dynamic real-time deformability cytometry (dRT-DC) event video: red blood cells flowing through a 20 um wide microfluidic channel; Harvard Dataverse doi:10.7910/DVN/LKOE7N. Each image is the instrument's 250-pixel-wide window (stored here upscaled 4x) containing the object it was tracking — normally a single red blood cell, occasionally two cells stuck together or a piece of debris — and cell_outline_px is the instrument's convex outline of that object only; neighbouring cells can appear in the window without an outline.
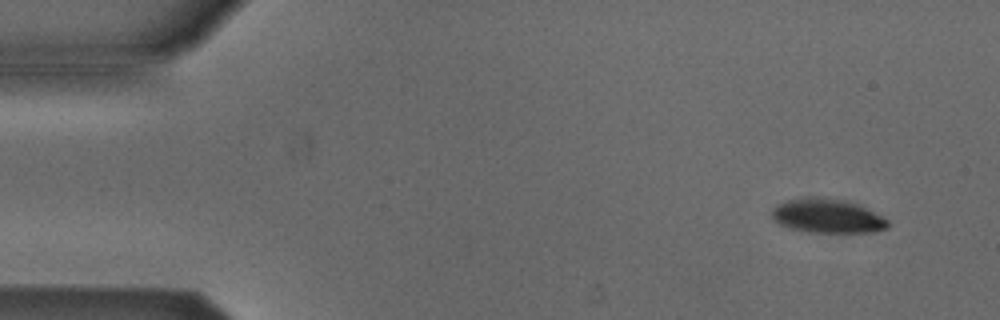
{"species": "Egyptian fruit bat (a non-hibernating species)", "species_latin": "Rousettus aegyptiacus", "temperature_condition": "cold", "stored_images_in_passage": 4, "camera_frame_rate_fps": 3000, "um_per_image_px": 0.085, "animal": {"sex": "male"}, "frame": {"image": 1, "passage_image": 1, "time_ms": 0.0, "image_size_px": [1000, 320], "cell_outline_px": [[888, 228], [872, 232], [808, 232], [792, 228], [780, 224], [772, 216], [772, 208], [776, 204], [788, 200], [816, 196], [824, 196], [844, 200], [856, 204], [888, 220]], "centroid_in_image_um": [70.3, 18.35], "position_along_channel_um": 14.7, "area_um2": 22.77}}
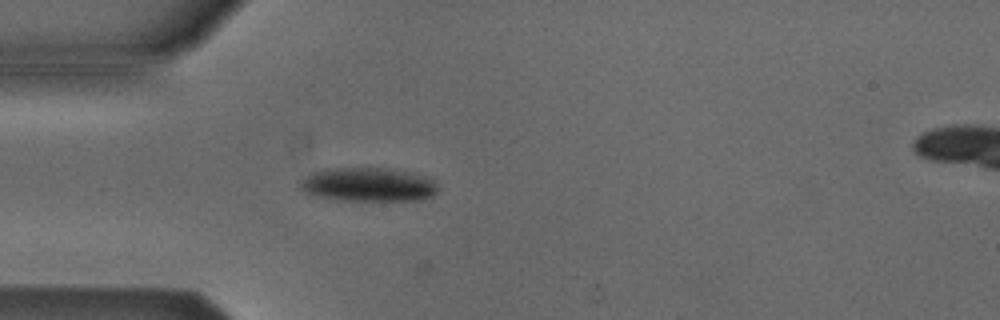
{"frame": {"image": 2, "passage_image": 4, "time_ms": 3.667, "image_size_px": [1000, 320], "cell_outline_px": [[436, 192], [432, 196], [424, 200], [336, 200], [316, 196], [304, 192], [300, 188], [300, 180], [312, 172], [324, 168], [388, 168], [412, 172], [436, 180]], "centroid_in_image_um": [31.29, 15.68], "position_along_channel_um": 53.7, "area_um2": 27.46}}